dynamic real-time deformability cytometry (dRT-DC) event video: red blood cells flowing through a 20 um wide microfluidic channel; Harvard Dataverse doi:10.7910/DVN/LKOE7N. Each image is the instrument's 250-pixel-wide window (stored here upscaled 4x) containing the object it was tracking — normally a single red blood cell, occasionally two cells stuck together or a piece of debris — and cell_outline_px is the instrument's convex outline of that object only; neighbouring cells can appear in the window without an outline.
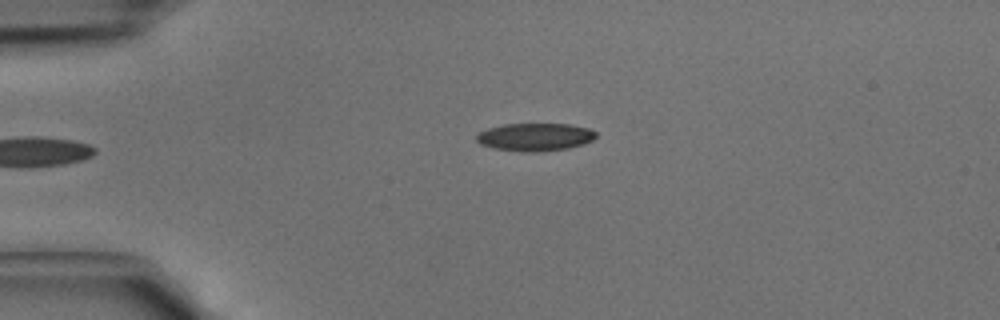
{"species": "common noctule bat (a hibernating species)", "species_latin": "Nyctalus noctula", "temperature_condition": "cold", "stored_images_in_passage": 3, "camera_frame_rate_fps": 3000, "um_per_image_px": 0.085, "animal": {"sex": "male", "body_mass_g": 15.6}, "frame": {"image": 1, "passage_image": 3, "time_ms": 0.667, "image_size_px": [1000, 320], "cell_outline_px": [[596, 136], [592, 140], [584, 144], [568, 148], [540, 152], [520, 152], [492, 148], [480, 144], [476, 140], [476, 136], [480, 132], [488, 128], [504, 124], [568, 124], [588, 128], [596, 132]], "centroid_in_image_um": [45.46, 11.65], "position_along_channel_um": 39.5, "area_um2": 19.48}}